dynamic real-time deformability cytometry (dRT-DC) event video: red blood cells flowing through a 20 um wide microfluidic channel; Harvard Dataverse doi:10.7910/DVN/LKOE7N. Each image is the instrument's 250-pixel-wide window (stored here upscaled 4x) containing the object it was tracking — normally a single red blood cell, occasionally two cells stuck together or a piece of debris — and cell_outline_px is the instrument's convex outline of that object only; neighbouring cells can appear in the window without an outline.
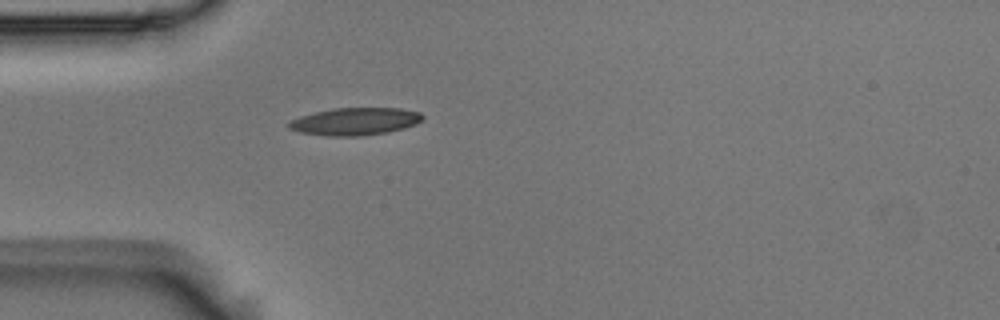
{"species": "Egyptian fruit bat (a non-hibernating species)", "species_latin": "Rousettus aegyptiacus", "temperature_condition": "room temperature", "stored_images_in_passage": 1, "camera_frame_rate_fps": 3000, "um_per_image_px": 0.085, "animal": {"sex": "male"}, "frame": {"image": 1, "passage_image": 1, "time_ms": 0.0, "image_size_px": [1000, 320], "cell_outline_px": [[424, 116], [416, 124], [404, 128], [388, 132], [360, 136], [328, 136], [300, 132], [288, 128], [288, 124], [292, 120], [300, 116], [332, 108], [400, 108], [420, 112]], "centroid_in_image_um": [30.19, 10.32], "position_along_channel_um": 54.8, "area_um2": 21.33}}